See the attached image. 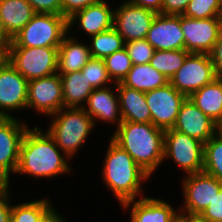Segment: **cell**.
<instances>
[{"label": "cell", "mask_w": 222, "mask_h": 222, "mask_svg": "<svg viewBox=\"0 0 222 222\" xmlns=\"http://www.w3.org/2000/svg\"><path fill=\"white\" fill-rule=\"evenodd\" d=\"M5 59V54L0 50V63Z\"/></svg>", "instance_id": "cell-47"}, {"label": "cell", "mask_w": 222, "mask_h": 222, "mask_svg": "<svg viewBox=\"0 0 222 222\" xmlns=\"http://www.w3.org/2000/svg\"><path fill=\"white\" fill-rule=\"evenodd\" d=\"M81 73L85 75L88 82L91 83L94 89L108 87V84L113 83L108 75L104 59L92 58L81 69Z\"/></svg>", "instance_id": "cell-33"}, {"label": "cell", "mask_w": 222, "mask_h": 222, "mask_svg": "<svg viewBox=\"0 0 222 222\" xmlns=\"http://www.w3.org/2000/svg\"><path fill=\"white\" fill-rule=\"evenodd\" d=\"M186 222H206V221H203L198 216H186Z\"/></svg>", "instance_id": "cell-44"}, {"label": "cell", "mask_w": 222, "mask_h": 222, "mask_svg": "<svg viewBox=\"0 0 222 222\" xmlns=\"http://www.w3.org/2000/svg\"><path fill=\"white\" fill-rule=\"evenodd\" d=\"M183 15L193 19L222 17V6L220 0H190Z\"/></svg>", "instance_id": "cell-32"}, {"label": "cell", "mask_w": 222, "mask_h": 222, "mask_svg": "<svg viewBox=\"0 0 222 222\" xmlns=\"http://www.w3.org/2000/svg\"><path fill=\"white\" fill-rule=\"evenodd\" d=\"M106 69L113 84L121 83L132 68L131 58L125 48L104 58Z\"/></svg>", "instance_id": "cell-31"}, {"label": "cell", "mask_w": 222, "mask_h": 222, "mask_svg": "<svg viewBox=\"0 0 222 222\" xmlns=\"http://www.w3.org/2000/svg\"><path fill=\"white\" fill-rule=\"evenodd\" d=\"M175 222H186V215H180Z\"/></svg>", "instance_id": "cell-46"}, {"label": "cell", "mask_w": 222, "mask_h": 222, "mask_svg": "<svg viewBox=\"0 0 222 222\" xmlns=\"http://www.w3.org/2000/svg\"><path fill=\"white\" fill-rule=\"evenodd\" d=\"M181 28L186 51L210 54L222 32V17L193 19L181 15Z\"/></svg>", "instance_id": "cell-12"}, {"label": "cell", "mask_w": 222, "mask_h": 222, "mask_svg": "<svg viewBox=\"0 0 222 222\" xmlns=\"http://www.w3.org/2000/svg\"><path fill=\"white\" fill-rule=\"evenodd\" d=\"M51 116L53 119L45 131L70 160L85 144L96 124L84 108L63 107Z\"/></svg>", "instance_id": "cell-4"}, {"label": "cell", "mask_w": 222, "mask_h": 222, "mask_svg": "<svg viewBox=\"0 0 222 222\" xmlns=\"http://www.w3.org/2000/svg\"><path fill=\"white\" fill-rule=\"evenodd\" d=\"M69 158L55 144L48 132L35 127L28 128L19 153L16 174L37 178H53L71 172Z\"/></svg>", "instance_id": "cell-1"}, {"label": "cell", "mask_w": 222, "mask_h": 222, "mask_svg": "<svg viewBox=\"0 0 222 222\" xmlns=\"http://www.w3.org/2000/svg\"><path fill=\"white\" fill-rule=\"evenodd\" d=\"M27 92L28 80L5 58L0 63V117H13L9 111L27 109Z\"/></svg>", "instance_id": "cell-14"}, {"label": "cell", "mask_w": 222, "mask_h": 222, "mask_svg": "<svg viewBox=\"0 0 222 222\" xmlns=\"http://www.w3.org/2000/svg\"><path fill=\"white\" fill-rule=\"evenodd\" d=\"M67 35L69 33L64 36L58 48L57 73L59 74L81 71L91 59L89 45Z\"/></svg>", "instance_id": "cell-21"}, {"label": "cell", "mask_w": 222, "mask_h": 222, "mask_svg": "<svg viewBox=\"0 0 222 222\" xmlns=\"http://www.w3.org/2000/svg\"><path fill=\"white\" fill-rule=\"evenodd\" d=\"M114 9L111 8L106 0L92 4L83 10L74 13L68 22V33L73 25L78 22V26L83 32L90 37L98 33L110 30L113 28Z\"/></svg>", "instance_id": "cell-18"}, {"label": "cell", "mask_w": 222, "mask_h": 222, "mask_svg": "<svg viewBox=\"0 0 222 222\" xmlns=\"http://www.w3.org/2000/svg\"><path fill=\"white\" fill-rule=\"evenodd\" d=\"M101 1L102 0H62L61 15L68 19L74 13Z\"/></svg>", "instance_id": "cell-36"}, {"label": "cell", "mask_w": 222, "mask_h": 222, "mask_svg": "<svg viewBox=\"0 0 222 222\" xmlns=\"http://www.w3.org/2000/svg\"><path fill=\"white\" fill-rule=\"evenodd\" d=\"M184 205L180 215L199 216L218 195L222 182L205 172L185 175L182 180ZM183 209V210H182Z\"/></svg>", "instance_id": "cell-8"}, {"label": "cell", "mask_w": 222, "mask_h": 222, "mask_svg": "<svg viewBox=\"0 0 222 222\" xmlns=\"http://www.w3.org/2000/svg\"><path fill=\"white\" fill-rule=\"evenodd\" d=\"M113 90L114 89H111L109 86L105 88H98L94 89L89 95L83 108L93 119L94 124L96 123V120L109 123L115 122L117 124L116 128H118L120 123L123 121L120 112L118 93L117 90L116 92Z\"/></svg>", "instance_id": "cell-20"}, {"label": "cell", "mask_w": 222, "mask_h": 222, "mask_svg": "<svg viewBox=\"0 0 222 222\" xmlns=\"http://www.w3.org/2000/svg\"><path fill=\"white\" fill-rule=\"evenodd\" d=\"M4 184L0 181V188L3 186Z\"/></svg>", "instance_id": "cell-48"}, {"label": "cell", "mask_w": 222, "mask_h": 222, "mask_svg": "<svg viewBox=\"0 0 222 222\" xmlns=\"http://www.w3.org/2000/svg\"><path fill=\"white\" fill-rule=\"evenodd\" d=\"M67 33L68 22L64 16L36 13L12 38L9 47H59Z\"/></svg>", "instance_id": "cell-5"}, {"label": "cell", "mask_w": 222, "mask_h": 222, "mask_svg": "<svg viewBox=\"0 0 222 222\" xmlns=\"http://www.w3.org/2000/svg\"><path fill=\"white\" fill-rule=\"evenodd\" d=\"M204 143L174 129L164 133V161L171 158L184 175L203 171Z\"/></svg>", "instance_id": "cell-7"}, {"label": "cell", "mask_w": 222, "mask_h": 222, "mask_svg": "<svg viewBox=\"0 0 222 222\" xmlns=\"http://www.w3.org/2000/svg\"><path fill=\"white\" fill-rule=\"evenodd\" d=\"M12 44V38L4 28L2 19L0 17V50L6 54L9 46Z\"/></svg>", "instance_id": "cell-42"}, {"label": "cell", "mask_w": 222, "mask_h": 222, "mask_svg": "<svg viewBox=\"0 0 222 222\" xmlns=\"http://www.w3.org/2000/svg\"><path fill=\"white\" fill-rule=\"evenodd\" d=\"M217 77L219 75L214 69L209 54L190 53L169 82L178 92L189 97Z\"/></svg>", "instance_id": "cell-9"}, {"label": "cell", "mask_w": 222, "mask_h": 222, "mask_svg": "<svg viewBox=\"0 0 222 222\" xmlns=\"http://www.w3.org/2000/svg\"><path fill=\"white\" fill-rule=\"evenodd\" d=\"M123 121L151 123V113L146 103L145 92L115 84Z\"/></svg>", "instance_id": "cell-22"}, {"label": "cell", "mask_w": 222, "mask_h": 222, "mask_svg": "<svg viewBox=\"0 0 222 222\" xmlns=\"http://www.w3.org/2000/svg\"><path fill=\"white\" fill-rule=\"evenodd\" d=\"M209 55L216 73L222 76V32Z\"/></svg>", "instance_id": "cell-40"}, {"label": "cell", "mask_w": 222, "mask_h": 222, "mask_svg": "<svg viewBox=\"0 0 222 222\" xmlns=\"http://www.w3.org/2000/svg\"><path fill=\"white\" fill-rule=\"evenodd\" d=\"M203 172L222 182V136L217 132L204 144Z\"/></svg>", "instance_id": "cell-30"}, {"label": "cell", "mask_w": 222, "mask_h": 222, "mask_svg": "<svg viewBox=\"0 0 222 222\" xmlns=\"http://www.w3.org/2000/svg\"><path fill=\"white\" fill-rule=\"evenodd\" d=\"M190 0H162L161 13L164 15H183Z\"/></svg>", "instance_id": "cell-39"}, {"label": "cell", "mask_w": 222, "mask_h": 222, "mask_svg": "<svg viewBox=\"0 0 222 222\" xmlns=\"http://www.w3.org/2000/svg\"><path fill=\"white\" fill-rule=\"evenodd\" d=\"M107 149L102 171L103 183L120 205L136 200L137 195L142 194V184L149 180L150 175L111 139Z\"/></svg>", "instance_id": "cell-3"}, {"label": "cell", "mask_w": 222, "mask_h": 222, "mask_svg": "<svg viewBox=\"0 0 222 222\" xmlns=\"http://www.w3.org/2000/svg\"><path fill=\"white\" fill-rule=\"evenodd\" d=\"M15 117H0V181L10 186V174L15 173L20 146L29 128L26 122Z\"/></svg>", "instance_id": "cell-10"}, {"label": "cell", "mask_w": 222, "mask_h": 222, "mask_svg": "<svg viewBox=\"0 0 222 222\" xmlns=\"http://www.w3.org/2000/svg\"><path fill=\"white\" fill-rule=\"evenodd\" d=\"M122 208L130 209L131 222H175L180 211L162 199L144 197L123 203Z\"/></svg>", "instance_id": "cell-19"}, {"label": "cell", "mask_w": 222, "mask_h": 222, "mask_svg": "<svg viewBox=\"0 0 222 222\" xmlns=\"http://www.w3.org/2000/svg\"><path fill=\"white\" fill-rule=\"evenodd\" d=\"M59 47H9L5 58L28 81L57 73Z\"/></svg>", "instance_id": "cell-6"}, {"label": "cell", "mask_w": 222, "mask_h": 222, "mask_svg": "<svg viewBox=\"0 0 222 222\" xmlns=\"http://www.w3.org/2000/svg\"><path fill=\"white\" fill-rule=\"evenodd\" d=\"M172 129L205 144L217 132V124L187 97L179 109Z\"/></svg>", "instance_id": "cell-17"}, {"label": "cell", "mask_w": 222, "mask_h": 222, "mask_svg": "<svg viewBox=\"0 0 222 222\" xmlns=\"http://www.w3.org/2000/svg\"><path fill=\"white\" fill-rule=\"evenodd\" d=\"M169 83V79L148 64L132 65L121 84L138 91L147 92Z\"/></svg>", "instance_id": "cell-26"}, {"label": "cell", "mask_w": 222, "mask_h": 222, "mask_svg": "<svg viewBox=\"0 0 222 222\" xmlns=\"http://www.w3.org/2000/svg\"><path fill=\"white\" fill-rule=\"evenodd\" d=\"M9 191H10V186L8 185H3L0 188V222H11L12 205H10L11 193Z\"/></svg>", "instance_id": "cell-38"}, {"label": "cell", "mask_w": 222, "mask_h": 222, "mask_svg": "<svg viewBox=\"0 0 222 222\" xmlns=\"http://www.w3.org/2000/svg\"><path fill=\"white\" fill-rule=\"evenodd\" d=\"M151 113V122L163 130L173 128L179 109L187 96L178 92L169 82L157 89L145 92Z\"/></svg>", "instance_id": "cell-11"}, {"label": "cell", "mask_w": 222, "mask_h": 222, "mask_svg": "<svg viewBox=\"0 0 222 222\" xmlns=\"http://www.w3.org/2000/svg\"><path fill=\"white\" fill-rule=\"evenodd\" d=\"M53 207L51 201L44 198L17 205L12 204L11 222H40Z\"/></svg>", "instance_id": "cell-29"}, {"label": "cell", "mask_w": 222, "mask_h": 222, "mask_svg": "<svg viewBox=\"0 0 222 222\" xmlns=\"http://www.w3.org/2000/svg\"><path fill=\"white\" fill-rule=\"evenodd\" d=\"M62 215L58 214L54 207L40 220V222H67L66 218L61 217Z\"/></svg>", "instance_id": "cell-43"}, {"label": "cell", "mask_w": 222, "mask_h": 222, "mask_svg": "<svg viewBox=\"0 0 222 222\" xmlns=\"http://www.w3.org/2000/svg\"><path fill=\"white\" fill-rule=\"evenodd\" d=\"M60 77L64 107L83 108L94 90L91 83L81 71L60 74Z\"/></svg>", "instance_id": "cell-25"}, {"label": "cell", "mask_w": 222, "mask_h": 222, "mask_svg": "<svg viewBox=\"0 0 222 222\" xmlns=\"http://www.w3.org/2000/svg\"><path fill=\"white\" fill-rule=\"evenodd\" d=\"M164 133L152 122L122 121L110 139L152 176L164 161Z\"/></svg>", "instance_id": "cell-2"}, {"label": "cell", "mask_w": 222, "mask_h": 222, "mask_svg": "<svg viewBox=\"0 0 222 222\" xmlns=\"http://www.w3.org/2000/svg\"><path fill=\"white\" fill-rule=\"evenodd\" d=\"M198 217L206 222H222V188Z\"/></svg>", "instance_id": "cell-35"}, {"label": "cell", "mask_w": 222, "mask_h": 222, "mask_svg": "<svg viewBox=\"0 0 222 222\" xmlns=\"http://www.w3.org/2000/svg\"><path fill=\"white\" fill-rule=\"evenodd\" d=\"M125 49L132 65L148 64L155 52L154 47L146 39L125 42Z\"/></svg>", "instance_id": "cell-34"}, {"label": "cell", "mask_w": 222, "mask_h": 222, "mask_svg": "<svg viewBox=\"0 0 222 222\" xmlns=\"http://www.w3.org/2000/svg\"><path fill=\"white\" fill-rule=\"evenodd\" d=\"M36 13H51L61 15L62 0H27Z\"/></svg>", "instance_id": "cell-37"}, {"label": "cell", "mask_w": 222, "mask_h": 222, "mask_svg": "<svg viewBox=\"0 0 222 222\" xmlns=\"http://www.w3.org/2000/svg\"><path fill=\"white\" fill-rule=\"evenodd\" d=\"M217 133L222 136V121L217 125Z\"/></svg>", "instance_id": "cell-45"}, {"label": "cell", "mask_w": 222, "mask_h": 222, "mask_svg": "<svg viewBox=\"0 0 222 222\" xmlns=\"http://www.w3.org/2000/svg\"><path fill=\"white\" fill-rule=\"evenodd\" d=\"M189 54L190 52L185 49L155 50L149 64L170 80L184 64Z\"/></svg>", "instance_id": "cell-27"}, {"label": "cell", "mask_w": 222, "mask_h": 222, "mask_svg": "<svg viewBox=\"0 0 222 222\" xmlns=\"http://www.w3.org/2000/svg\"><path fill=\"white\" fill-rule=\"evenodd\" d=\"M64 107L62 82L59 73L28 81L27 109L36 113L55 114Z\"/></svg>", "instance_id": "cell-13"}, {"label": "cell", "mask_w": 222, "mask_h": 222, "mask_svg": "<svg viewBox=\"0 0 222 222\" xmlns=\"http://www.w3.org/2000/svg\"><path fill=\"white\" fill-rule=\"evenodd\" d=\"M90 38H92V43L91 46L89 45V50L92 58L104 59L106 56L125 48L124 39L114 28Z\"/></svg>", "instance_id": "cell-28"}, {"label": "cell", "mask_w": 222, "mask_h": 222, "mask_svg": "<svg viewBox=\"0 0 222 222\" xmlns=\"http://www.w3.org/2000/svg\"><path fill=\"white\" fill-rule=\"evenodd\" d=\"M36 14L27 0H0V17L13 38Z\"/></svg>", "instance_id": "cell-24"}, {"label": "cell", "mask_w": 222, "mask_h": 222, "mask_svg": "<svg viewBox=\"0 0 222 222\" xmlns=\"http://www.w3.org/2000/svg\"><path fill=\"white\" fill-rule=\"evenodd\" d=\"M189 98L217 125L222 121V76L193 92Z\"/></svg>", "instance_id": "cell-23"}, {"label": "cell", "mask_w": 222, "mask_h": 222, "mask_svg": "<svg viewBox=\"0 0 222 222\" xmlns=\"http://www.w3.org/2000/svg\"><path fill=\"white\" fill-rule=\"evenodd\" d=\"M157 13L128 1L114 9L113 28L125 42L145 39Z\"/></svg>", "instance_id": "cell-15"}, {"label": "cell", "mask_w": 222, "mask_h": 222, "mask_svg": "<svg viewBox=\"0 0 222 222\" xmlns=\"http://www.w3.org/2000/svg\"><path fill=\"white\" fill-rule=\"evenodd\" d=\"M128 2L161 13L162 0H127Z\"/></svg>", "instance_id": "cell-41"}, {"label": "cell", "mask_w": 222, "mask_h": 222, "mask_svg": "<svg viewBox=\"0 0 222 222\" xmlns=\"http://www.w3.org/2000/svg\"><path fill=\"white\" fill-rule=\"evenodd\" d=\"M155 50L185 49L181 15L157 14L145 38Z\"/></svg>", "instance_id": "cell-16"}]
</instances>
